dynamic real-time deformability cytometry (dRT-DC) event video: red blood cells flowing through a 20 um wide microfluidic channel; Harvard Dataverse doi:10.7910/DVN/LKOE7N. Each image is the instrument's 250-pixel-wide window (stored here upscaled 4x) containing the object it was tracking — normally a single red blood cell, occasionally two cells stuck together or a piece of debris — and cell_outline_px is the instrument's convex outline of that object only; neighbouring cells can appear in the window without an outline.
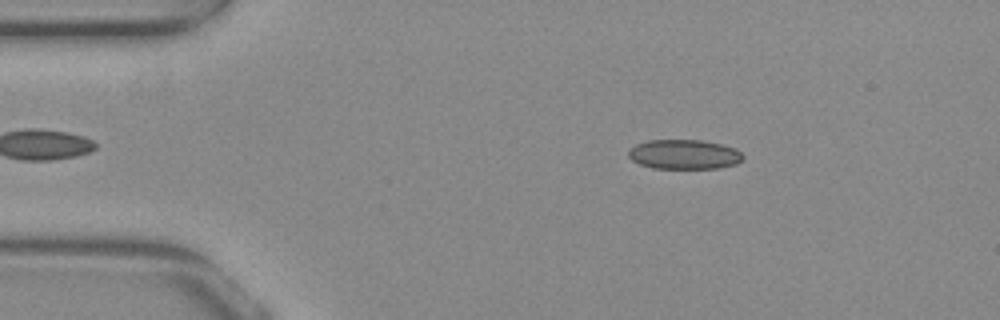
{"species": "common noctule bat (a hibernating species)", "species_latin": "Nyctalus noctula", "temperature_condition": "warm", "stored_images_in_passage": 40, "camera_frame_rate_fps": 3000, "um_per_image_px": 0.085, "animal": {"sex": "female", "body_mass_g": 29.2, "forearm_length_mm": 56.3}, "frame": {"image": 1, "passage_image": 4, "time_ms": 1.0, "image_size_px": [1000, 320], "cell_outline_px": [[744, 156], [736, 164], [720, 168], [652, 168], [640, 164], [632, 160], [628, 156], [628, 152], [636, 144], [648, 140], [700, 140], [720, 144], [736, 148]], "centroid_in_image_um": [58.15, 13.12], "position_along_channel_um": 26.8, "area_um2": 19.65}}
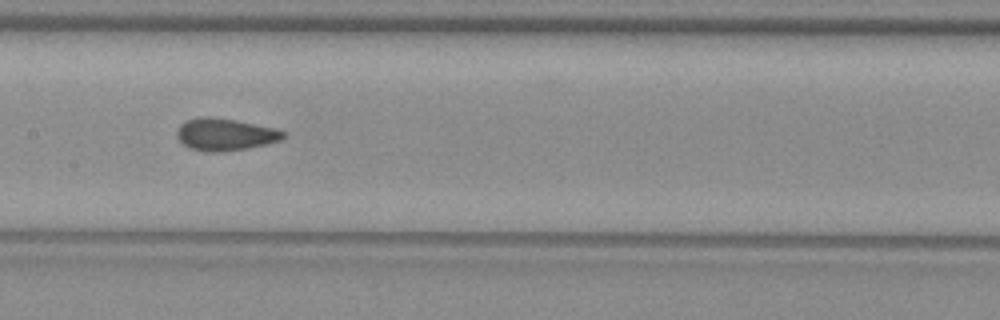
{"frame": {"image": 2, "passage_image": 21, "time_ms": 6.667, "image_size_px": [1000, 320], "cell_outline_px": [[284, 136], [280, 140], [248, 148], [224, 152], [204, 152], [188, 148], [176, 136], [176, 128], [184, 120], [196, 116], [212, 116], [236, 120], [276, 128], [284, 132]], "centroid_in_image_um": [19.05, 11.41], "position_along_channel_um": 188.3, "area_um2": 20.29}}
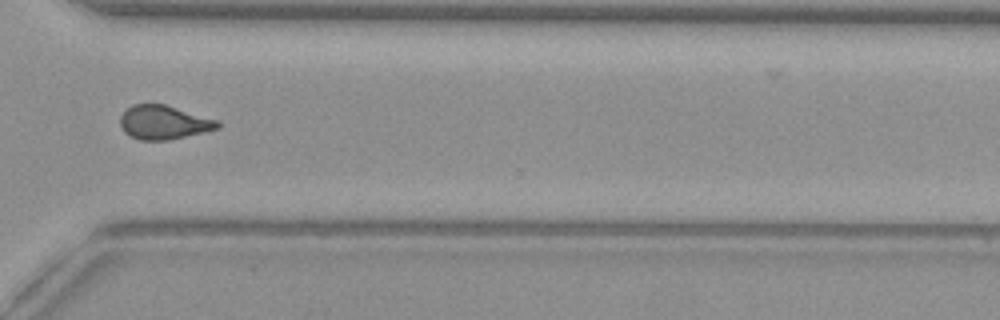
{"frame": {"image": 3, "passage_image": 34, "time_ms": 11.0, "image_size_px": [1000, 320], "cell_outline_px": [[220, 128], [204, 132], [168, 140], [140, 140], [128, 136], [124, 132], [120, 124], [120, 116], [132, 104], [164, 104], [220, 120]], "centroid_in_image_um": [13.93, 10.4], "position_along_channel_um": 356.7, "area_um2": 19.36}, "authors_computed_cell_mechanics": {"area_um2": 19.652, "velocity_mm_per_s": 3.8969, "shape_relaxation_time_tau1_ms": null, "shape_relaxation_time_tau2_ms": 1.2776, "deformation_change_tau1": null, "deformation_change_tau2": 0.0842}}